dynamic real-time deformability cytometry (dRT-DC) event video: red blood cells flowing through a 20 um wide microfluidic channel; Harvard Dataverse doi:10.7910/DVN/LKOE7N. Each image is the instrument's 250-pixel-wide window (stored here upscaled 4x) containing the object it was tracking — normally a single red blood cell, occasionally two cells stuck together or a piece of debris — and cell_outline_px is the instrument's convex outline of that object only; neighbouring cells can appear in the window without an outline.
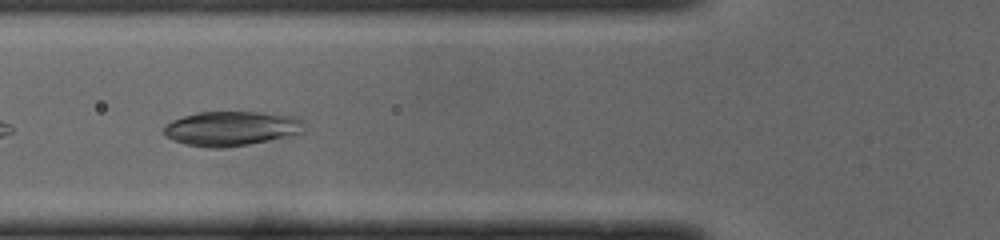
{"species": "common noctule bat (a hibernating species)", "species_latin": "Nyctalus noctula", "temperature_condition": "cold", "stored_images_in_passage": 35, "camera_frame_rate_fps": 3000, "um_per_image_px": 0.085, "animal": {"sex": "male", "body_mass_g": 19.0, "forearm_length_mm": 50.8}, "frame": {"image": 1, "passage_image": 5, "time_ms": 1.333, "image_size_px": [1000, 240], "cell_outline_px": [[304, 132], [268, 140], [228, 148], [204, 148], [184, 144], [172, 140], [164, 136], [164, 124], [172, 120], [184, 116], [200, 112], [264, 112], [296, 116], [304, 120]], "centroid_in_image_um": [19.65, 10.92], "position_along_channel_um": 106.2, "area_um2": 28.61}}